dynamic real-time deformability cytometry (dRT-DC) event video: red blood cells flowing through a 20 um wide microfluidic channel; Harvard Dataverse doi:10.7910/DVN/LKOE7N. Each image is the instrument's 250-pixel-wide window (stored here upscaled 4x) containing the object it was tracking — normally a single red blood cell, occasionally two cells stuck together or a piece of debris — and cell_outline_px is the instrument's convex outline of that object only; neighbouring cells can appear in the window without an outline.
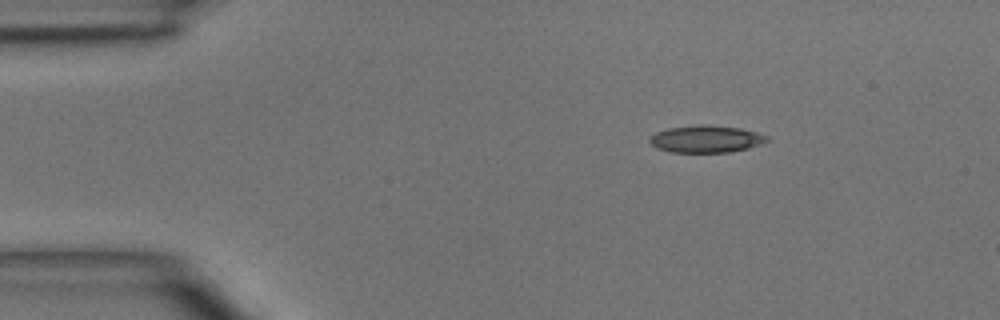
{"species": "common noctule bat (a hibernating species)", "species_latin": "Nyctalus noctula", "temperature_condition": "room temperature", "stored_images_in_passage": 5, "camera_frame_rate_fps": 3000, "um_per_image_px": 0.085, "animal": {"sex": "male", "body_mass_g": 15.6}, "frame": {"image": 1, "passage_image": 1, "time_ms": 0.0, "image_size_px": [1000, 320], "cell_outline_px": [[768, 140], [760, 144], [748, 148], [728, 152], [672, 152], [656, 148], [648, 140], [656, 132], [668, 128], [700, 124], [704, 124], [740, 128], [756, 132], [768, 136]], "centroid_in_image_um": [60.0, 11.81], "position_along_channel_um": 25.0, "area_um2": 18.44}}
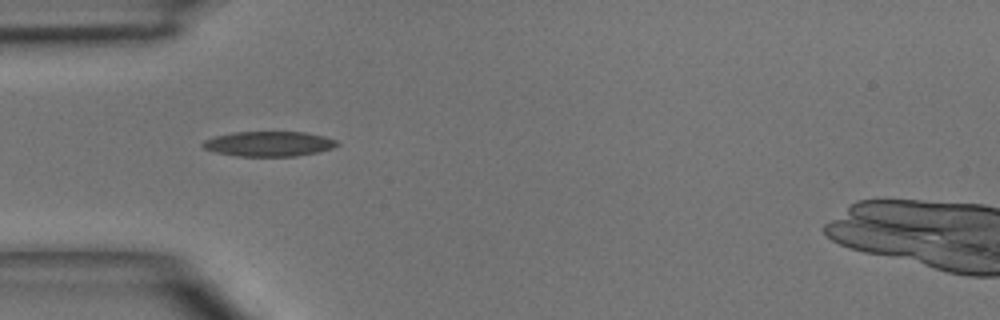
{"frame": {"image": 2, "passage_image": 3, "time_ms": 2.333, "image_size_px": [1000, 320], "cell_outline_px": [[340, 144], [332, 148], [320, 152], [296, 156], [236, 156], [216, 152], [204, 148], [200, 144], [204, 140], [216, 136], [232, 132], [304, 132], [324, 136], [336, 140]], "centroid_in_image_um": [22.86, 12.23], "position_along_channel_um": 62.1, "area_um2": 19.59}}